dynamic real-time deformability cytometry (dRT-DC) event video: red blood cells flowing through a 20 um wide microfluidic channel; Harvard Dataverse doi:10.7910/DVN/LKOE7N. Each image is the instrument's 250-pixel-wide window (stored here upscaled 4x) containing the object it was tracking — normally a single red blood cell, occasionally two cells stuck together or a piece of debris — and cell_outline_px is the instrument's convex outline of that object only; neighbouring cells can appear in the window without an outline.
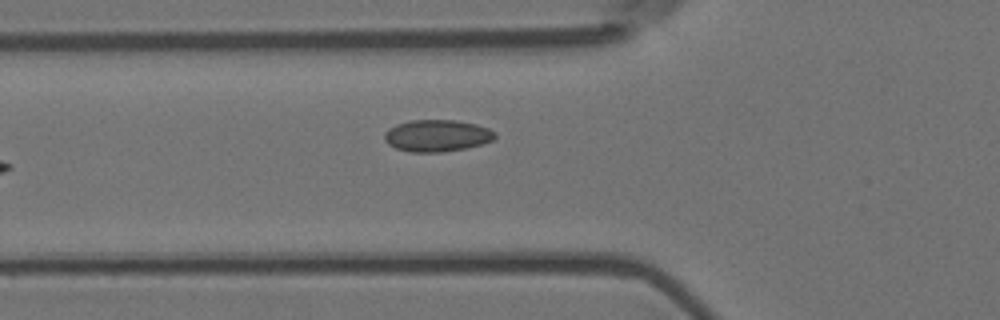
{"species": "Egyptian fruit bat (a non-hibernating species)", "species_latin": "Rousettus aegyptiacus", "temperature_condition": "room temperature", "stored_images_in_passage": 6, "camera_frame_rate_fps": 3000, "um_per_image_px": 0.085, "animal": {"sex": "female"}, "frame": {"image": 1, "passage_image": 6, "time_ms": 1.667, "image_size_px": [1000, 320], "cell_outline_px": [[496, 136], [492, 140], [480, 144], [464, 148], [440, 152], [412, 152], [396, 148], [388, 144], [384, 140], [384, 132], [388, 128], [396, 124], [412, 120], [456, 120], [476, 124], [488, 128], [496, 132]], "centroid_in_image_um": [37.12, 11.52], "position_along_channel_um": 88.7, "area_um2": 20.46}}